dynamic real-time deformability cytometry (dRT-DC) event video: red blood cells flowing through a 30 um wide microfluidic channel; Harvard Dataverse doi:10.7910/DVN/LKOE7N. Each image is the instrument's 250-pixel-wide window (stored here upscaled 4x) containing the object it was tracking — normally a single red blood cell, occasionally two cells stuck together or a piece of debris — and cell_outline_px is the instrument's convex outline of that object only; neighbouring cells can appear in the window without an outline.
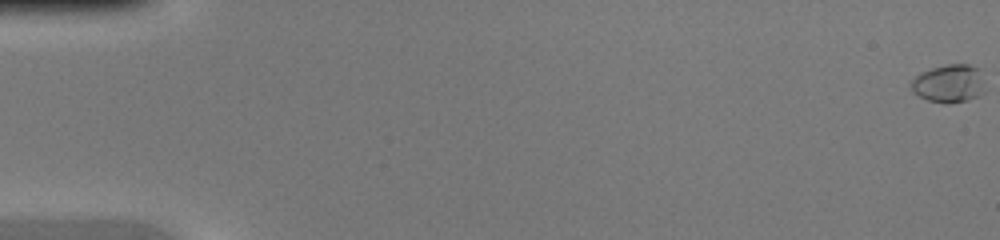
{"species": "common noctule bat (a hibernating species)", "species_latin": "Nyctalus noctula", "temperature_condition": "warm", "stored_images_in_passage": 48, "camera_frame_rate_fps": 3000, "um_per_image_px": 0.085, "animal": {"sex": "female", "body_mass_g": 20.0, "forearm_length_mm": 54.0}, "frame": {"image": 1, "passage_image": 1, "time_ms": 0.0, "image_size_px": [1000, 240], "cell_outline_px": [[984, 92], [980, 96], [968, 100], [948, 104], [928, 100], [912, 92], [912, 80], [920, 72], [932, 68], [948, 64], [968, 64], [976, 68], [984, 88]], "centroid_in_image_um": [80.64, 7.12], "position_along_channel_um": 4.4, "area_um2": 16.13}}
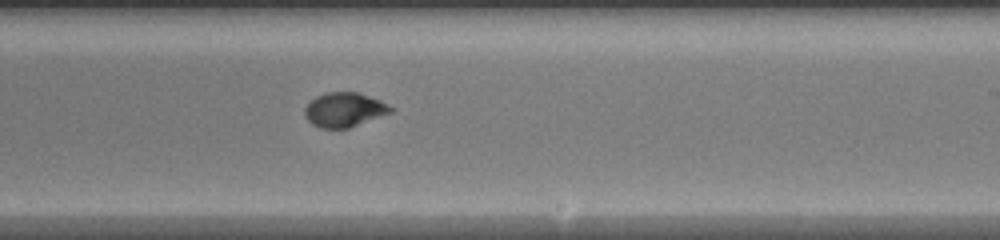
{"frame": {"image": 2, "passage_image": 30, "time_ms": 9.667, "image_size_px": [1000, 240], "cell_outline_px": [[396, 108], [392, 112], [348, 128], [320, 128], [312, 124], [304, 116], [304, 108], [316, 96], [328, 92], [356, 92], [380, 100]], "centroid_in_image_um": [29.27, 9.33], "position_along_channel_um": 259.7, "area_um2": 17.17}}
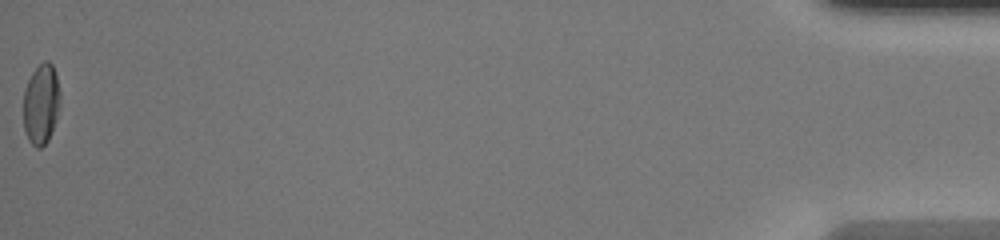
{"frame": {"image": 3, "passage_image": 48, "time_ms": 15.667, "image_size_px": [1000, 240], "cell_outline_px": [[60, 96], [56, 120], [48, 140], [40, 148], [36, 148], [28, 140], [24, 128], [24, 88], [32, 72], [44, 60], [48, 60], [52, 64], [56, 76], [60, 92]], "centroid_in_image_um": [3.49, 8.83], "position_along_channel_um": 431.7, "area_um2": 17.11}}